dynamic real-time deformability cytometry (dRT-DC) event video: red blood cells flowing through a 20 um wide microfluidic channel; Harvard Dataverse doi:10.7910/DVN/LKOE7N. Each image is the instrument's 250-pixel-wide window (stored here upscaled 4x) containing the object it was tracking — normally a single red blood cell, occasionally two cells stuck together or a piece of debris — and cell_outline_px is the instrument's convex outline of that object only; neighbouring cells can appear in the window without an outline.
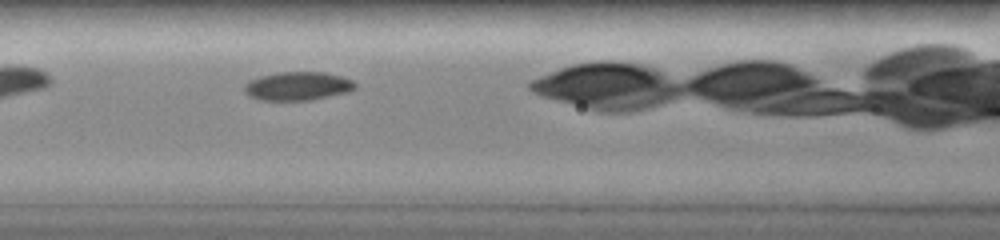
{"species": "common noctule bat (a hibernating species)", "species_latin": "Nyctalus noctula", "temperature_condition": "room temperature", "stored_images_in_passage": 4, "camera_frame_rate_fps": 3000, "um_per_image_px": 0.085, "animal": {"sex": "female", "body_mass_g": 19.0, "forearm_length_mm": 51.5}, "frame": {"image": 1, "passage_image": 3, "time_ms": 2.0, "image_size_px": [1000, 240], "cell_outline_px": [[356, 88], [348, 92], [308, 100], [260, 100], [244, 92], [244, 84], [248, 80], [260, 76], [276, 72], [324, 72], [340, 76], [352, 80], [356, 84]], "centroid_in_image_um": [25.28, 7.3], "position_along_channel_um": 141.3, "area_um2": 18.38}}